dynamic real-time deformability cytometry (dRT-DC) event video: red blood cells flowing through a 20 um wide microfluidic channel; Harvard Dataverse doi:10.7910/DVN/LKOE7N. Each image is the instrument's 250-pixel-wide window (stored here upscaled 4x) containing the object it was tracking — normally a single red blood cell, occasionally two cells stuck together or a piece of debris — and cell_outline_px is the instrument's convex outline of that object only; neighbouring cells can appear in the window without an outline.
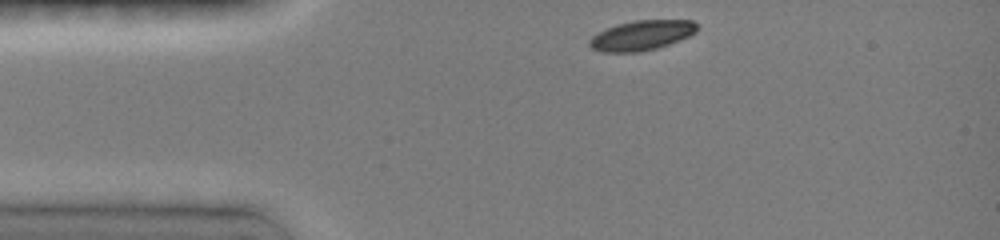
{"species": "common noctule bat (a hibernating species)", "species_latin": "Nyctalus noctula", "temperature_condition": "room temperature", "stored_images_in_passage": 14, "camera_frame_rate_fps": 3000, "um_per_image_px": 0.085, "animal": {"sex": "female", "body_mass_g": 19.0, "forearm_length_mm": 51.5}, "frame": {"image": 1, "passage_image": 1, "time_ms": 0.0, "image_size_px": [1000, 240], "cell_outline_px": [[700, 28], [696, 32], [680, 40], [656, 48], [640, 52], [600, 52], [592, 48], [588, 44], [588, 40], [592, 36], [616, 24], [636, 20], [692, 20]], "centroid_in_image_um": [54.54, 3.0], "position_along_channel_um": 30.5, "area_um2": 18.73}}
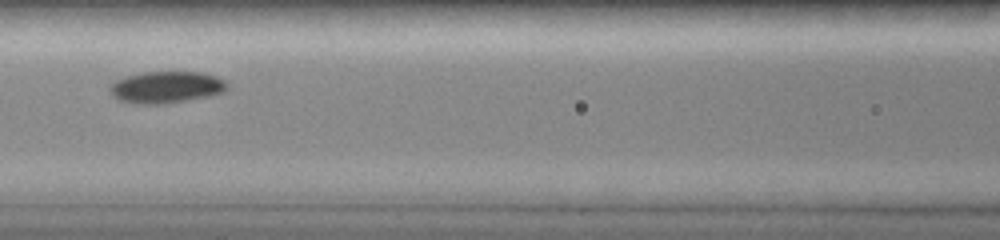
{"frame": {"image": 2, "passage_image": 5, "time_ms": 4.0, "image_size_px": [1000, 240], "cell_outline_px": [[228, 88], [224, 92], [208, 96], [164, 104], [140, 104], [120, 100], [112, 96], [108, 88], [112, 80], [124, 76], [144, 72], [204, 72], [216, 76], [224, 80], [228, 84]], "centroid_in_image_um": [14.1, 7.4], "position_along_channel_um": 152.5, "area_um2": 21.96}}
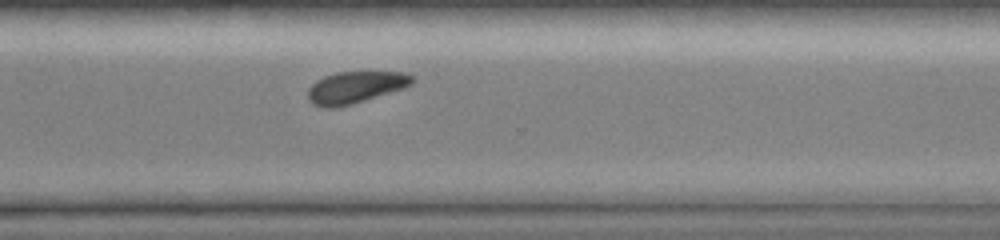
{"frame": {"image": 3, "passage_image": 14, "time_ms": 8.667, "image_size_px": [1000, 240], "cell_outline_px": [[416, 76], [412, 84], [404, 88], [352, 104], [332, 108], [324, 108], [312, 104], [308, 100], [308, 88], [316, 80], [324, 76], [336, 72], [408, 72]], "centroid_in_image_um": [30.22, 7.41], "position_along_channel_um": 340.4, "area_um2": 19.54}}